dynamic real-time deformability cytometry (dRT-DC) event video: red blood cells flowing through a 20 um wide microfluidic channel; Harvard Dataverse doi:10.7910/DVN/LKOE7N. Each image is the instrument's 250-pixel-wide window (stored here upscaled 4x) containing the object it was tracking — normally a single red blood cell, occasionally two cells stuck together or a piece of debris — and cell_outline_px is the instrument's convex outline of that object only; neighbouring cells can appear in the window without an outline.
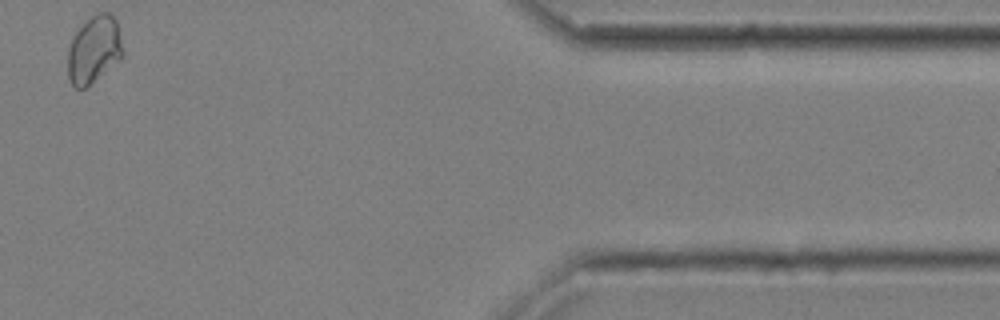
{"species": "common noctule bat (a hibernating species)", "species_latin": "Nyctalus noctula", "temperature_condition": "cold", "stored_images_in_passage": 14, "camera_frame_rate_fps": 3000, "um_per_image_px": 0.085, "animal": {"sex": "male", "body_mass_g": 20.4}, "frame": {"image": 1, "passage_image": 14, "time_ms": 4.333, "image_size_px": [1000, 320], "cell_outline_px": [[124, 56], [120, 60], [84, 88], [76, 88], [72, 84], [68, 76], [68, 48], [72, 36], [96, 12], [108, 12], [116, 20], [124, 52]], "centroid_in_image_um": [8.0, 4.21], "position_along_channel_um": 403.4, "area_um2": 21.39}}